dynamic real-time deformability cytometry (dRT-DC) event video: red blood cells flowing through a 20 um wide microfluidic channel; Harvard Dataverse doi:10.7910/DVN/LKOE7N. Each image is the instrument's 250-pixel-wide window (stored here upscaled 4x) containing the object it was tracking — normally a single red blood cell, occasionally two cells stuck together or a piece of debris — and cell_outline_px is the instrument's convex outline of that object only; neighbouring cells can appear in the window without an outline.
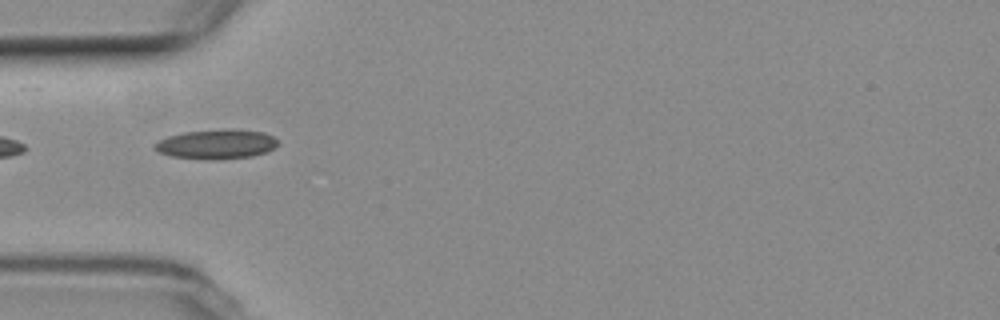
{"species": "common noctule bat (a hibernating species)", "species_latin": "Nyctalus noctula", "temperature_condition": "room temperature", "stored_images_in_passage": 6, "camera_frame_rate_fps": 3000, "um_per_image_px": 0.085, "animal": {"sex": "female", "body_mass_g": 19.3, "forearm_length_mm": 54.1}, "frame": {"image": 1, "passage_image": 6, "time_ms": 5.667, "image_size_px": [1000, 320], "cell_outline_px": [[280, 144], [264, 152], [252, 156], [216, 160], [204, 160], [172, 156], [160, 152], [152, 148], [152, 144], [168, 136], [184, 132], [232, 128], [264, 132], [272, 136]], "centroid_in_image_um": [18.38, 12.25], "position_along_channel_um": 66.6, "area_um2": 21.33}}